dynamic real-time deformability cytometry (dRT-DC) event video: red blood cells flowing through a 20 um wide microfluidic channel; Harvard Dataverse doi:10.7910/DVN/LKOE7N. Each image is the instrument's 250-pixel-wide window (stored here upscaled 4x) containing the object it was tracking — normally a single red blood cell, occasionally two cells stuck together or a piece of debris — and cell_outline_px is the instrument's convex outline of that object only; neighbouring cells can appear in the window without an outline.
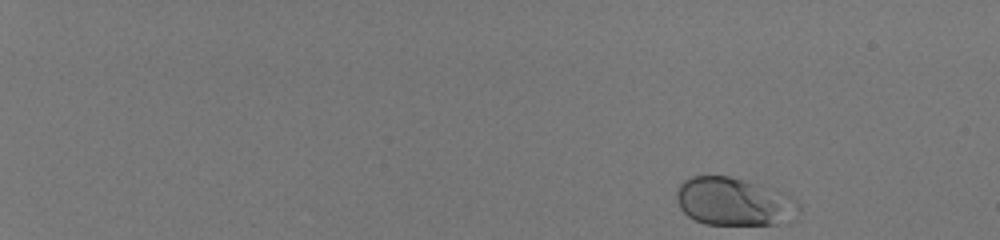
{"species": "human", "species_latin": "Homo sapiens", "temperature_condition": "room temperature", "stored_images_in_passage": 49, "camera_frame_rate_fps": 3000, "um_per_image_px": 0.085, "donor": {"sex": "male"}, "frame": {"image": 1, "passage_image": 1, "time_ms": 0.0, "image_size_px": [1000, 240], "cell_outline_px": [[800, 212], [788, 224], [704, 224], [688, 216], [680, 208], [676, 196], [676, 192], [680, 184], [684, 180], [692, 176], [728, 176], [776, 188], [796, 200], [800, 204]], "centroid_in_image_um": [62.45, 17.15], "position_along_channel_um": 22.6, "area_um2": 34.62}}
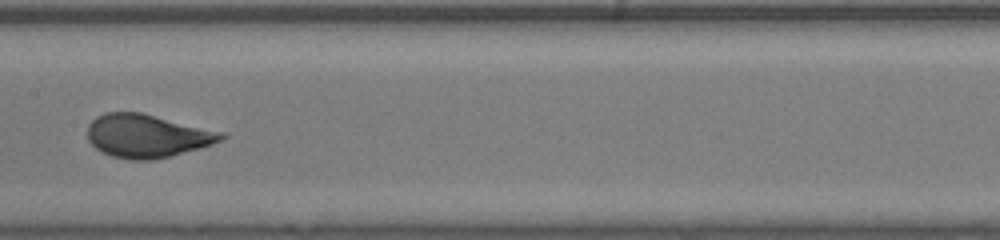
{"frame": {"image": 2, "passage_image": 28, "time_ms": 9.0, "image_size_px": [1000, 240], "cell_outline_px": [[228, 136], [212, 144], [200, 148], [152, 160], [132, 160], [112, 156], [96, 148], [88, 140], [88, 124], [96, 116], [104, 112], [140, 112], [224, 132]], "centroid_in_image_um": [12.49, 11.54], "position_along_channel_um": 194.9, "area_um2": 33.52}}
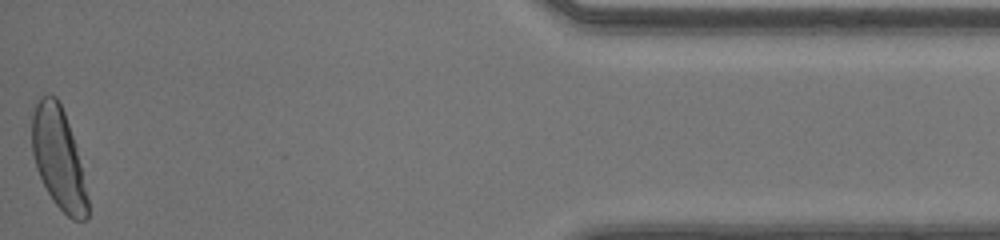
{"frame": {"image": 3, "passage_image": 49, "time_ms": 16.0, "image_size_px": [1000, 240], "cell_outline_px": [[88, 216], [84, 220], [72, 220], [52, 200], [36, 168], [32, 152], [32, 112], [40, 96], [56, 96], [64, 112], [76, 148], [88, 196]], "centroid_in_image_um": [4.96, 13.47], "position_along_channel_um": 430.2, "area_um2": 32.31}, "authors_computed_cell_mechanics": {"area_um2": 32.3102, "velocity_mm_per_s": 4.1212, "shape_relaxation_time_tau1_ms": 2.3649, "shape_relaxation_time_tau2_ms": null, "deformation_change_tau1": 0.1395, "deformation_change_tau2": null}}